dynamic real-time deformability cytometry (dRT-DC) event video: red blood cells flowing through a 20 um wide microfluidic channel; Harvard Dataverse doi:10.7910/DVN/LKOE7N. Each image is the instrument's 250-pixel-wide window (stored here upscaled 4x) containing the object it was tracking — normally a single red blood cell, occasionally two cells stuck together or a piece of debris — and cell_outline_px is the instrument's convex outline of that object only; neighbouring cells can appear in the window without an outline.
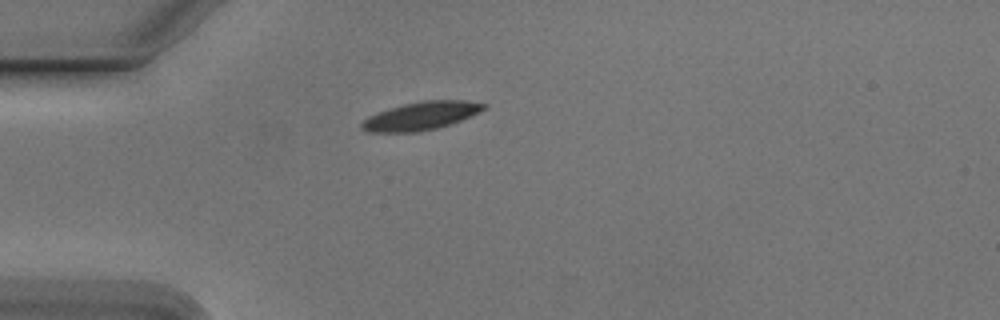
{"species": "Egyptian fruit bat (a non-hibernating species)", "species_latin": "Rousettus aegyptiacus", "temperature_condition": "cold", "stored_images_in_passage": 41, "camera_frame_rate_fps": 3000, "um_per_image_px": 0.085, "animal": {"sex": "male"}, "frame": {"image": 1, "passage_image": 1, "time_ms": 0.0, "image_size_px": [1000, 320], "cell_outline_px": [[488, 104], [484, 108], [460, 120], [436, 128], [416, 132], [368, 132], [360, 128], [360, 124], [368, 116], [388, 108], [404, 104], [424, 100], [464, 100]], "centroid_in_image_um": [35.72, 9.85], "position_along_channel_um": 49.3, "area_um2": 19.71}}
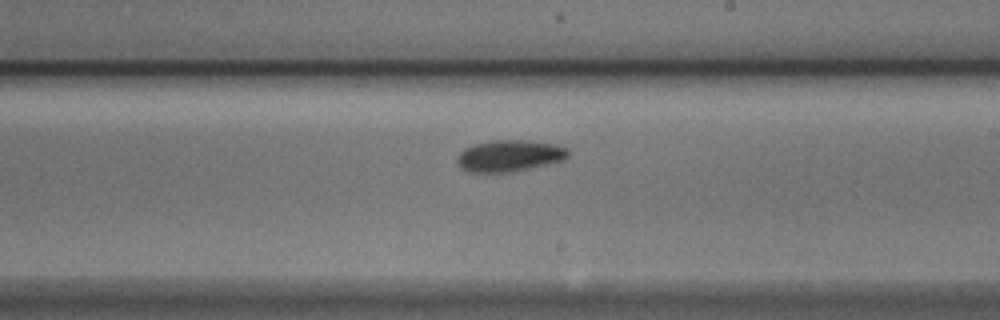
{"frame": {"image": 2, "passage_image": 18, "time_ms": 5.667, "image_size_px": [1000, 320], "cell_outline_px": [[568, 156], [564, 160], [516, 172], [472, 172], [460, 168], [456, 160], [460, 152], [464, 148], [476, 144], [492, 140], [520, 140], [556, 144], [568, 148]], "centroid_in_image_um": [43.31, 13.25], "position_along_channel_um": 245.7, "area_um2": 20.46}}
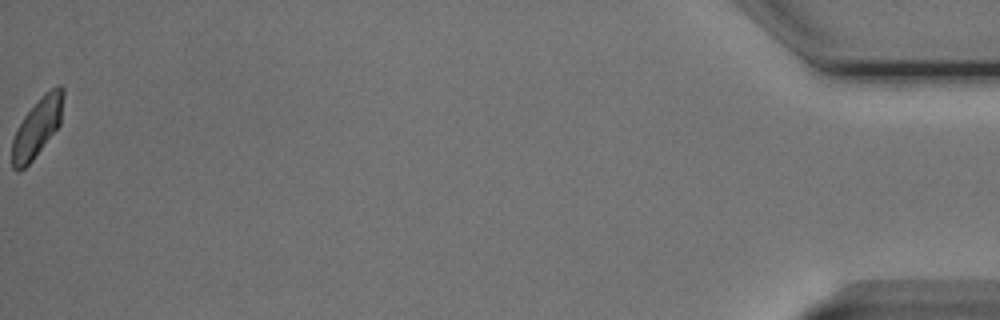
{"frame": {"image": 3, "passage_image": 41, "time_ms": 13.333, "image_size_px": [1000, 320], "cell_outline_px": [[64, 96], [60, 124], [32, 160], [20, 172], [16, 172], [12, 168], [12, 140], [16, 128], [24, 116], [44, 92], [60, 84], [64, 88]], "centroid_in_image_um": [3.15, 10.82], "position_along_channel_um": 432.1, "area_um2": 17.57}, "authors_computed_cell_mechanics": {"area_um2": 19.2474, "velocity_mm_per_s": 3.7522, "shape_relaxation_time_tau1_ms": 2.9008, "shape_relaxation_time_tau2_ms": 7.1621, "deformation_change_tau1": 0.134, "deformation_change_tau2": 0.124}}